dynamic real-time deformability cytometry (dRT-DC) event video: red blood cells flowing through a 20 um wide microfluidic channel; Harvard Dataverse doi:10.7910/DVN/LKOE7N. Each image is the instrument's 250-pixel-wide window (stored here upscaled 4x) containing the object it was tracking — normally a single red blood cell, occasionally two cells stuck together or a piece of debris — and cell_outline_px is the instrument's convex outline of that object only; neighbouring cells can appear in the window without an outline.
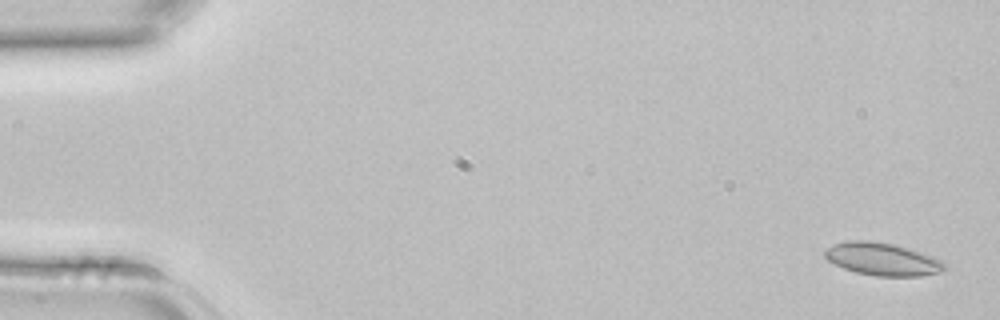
{"species": "common noctule bat (a hibernating species)", "species_latin": "Nyctalus noctula", "temperature_condition": "room temperature", "stored_images_in_passage": 4, "camera_frame_rate_fps": 3000, "um_per_image_px": 0.085, "animal": {"sex": "female", "body_mass_g": 22.7, "forearm_length_mm": 54.2}, "frame": {"image": 1, "passage_image": 1, "time_ms": 0.0, "image_size_px": [1000, 320], "cell_outline_px": [[948, 268], [940, 272], [920, 276], [876, 276], [856, 272], [844, 268], [828, 260], [824, 256], [824, 248], [832, 244], [848, 240], [872, 240], [892, 244], [908, 248], [932, 256], [940, 260]], "centroid_in_image_um": [74.97, 22.01], "position_along_channel_um": 10.0, "area_um2": 22.83}}
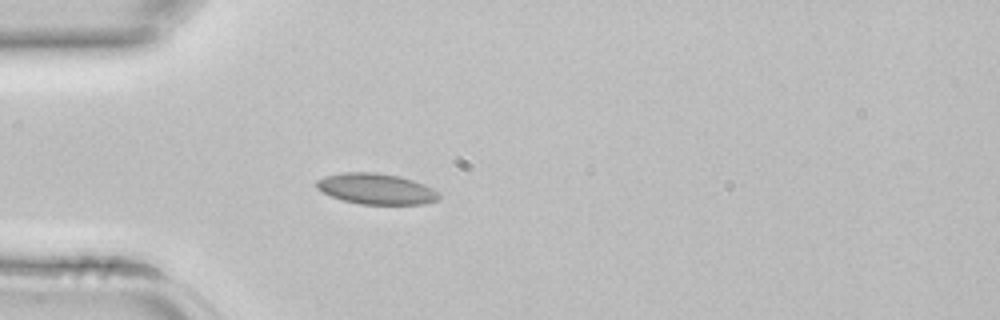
{"frame": {"image": 2, "passage_image": 4, "time_ms": 1.0, "image_size_px": [1000, 320], "cell_outline_px": [[440, 196], [436, 200], [424, 204], [360, 204], [344, 200], [332, 196], [316, 188], [316, 180], [324, 176], [344, 172], [376, 172], [400, 176], [424, 184], [440, 192]], "centroid_in_image_um": [31.98, 16.04], "position_along_channel_um": 53.0, "area_um2": 21.96}}